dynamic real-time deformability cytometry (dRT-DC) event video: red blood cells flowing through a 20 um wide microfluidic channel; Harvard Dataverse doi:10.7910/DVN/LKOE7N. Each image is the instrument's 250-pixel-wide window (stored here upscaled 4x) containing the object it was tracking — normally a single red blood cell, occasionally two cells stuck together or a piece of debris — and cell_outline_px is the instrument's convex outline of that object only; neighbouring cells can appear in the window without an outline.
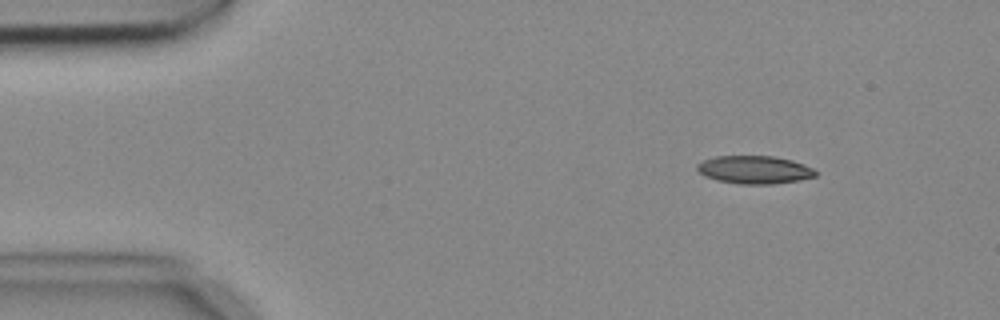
{"species": "common noctule bat (a hibernating species)", "species_latin": "Nyctalus noctula", "temperature_condition": "cold", "stored_images_in_passage": 3, "camera_frame_rate_fps": 3000, "um_per_image_px": 0.085, "animal": {"sex": "female", "body_mass_g": 18.4}, "frame": {"image": 1, "passage_image": 1, "time_ms": 0.0, "image_size_px": [1000, 320], "cell_outline_px": [[816, 176], [800, 180], [772, 184], [740, 184], [716, 180], [704, 176], [696, 168], [696, 164], [704, 160], [716, 156], [772, 156], [792, 160], [804, 164], [812, 168], [816, 172]], "centroid_in_image_um": [64.12, 14.43], "position_along_channel_um": 20.9, "area_um2": 19.31}}